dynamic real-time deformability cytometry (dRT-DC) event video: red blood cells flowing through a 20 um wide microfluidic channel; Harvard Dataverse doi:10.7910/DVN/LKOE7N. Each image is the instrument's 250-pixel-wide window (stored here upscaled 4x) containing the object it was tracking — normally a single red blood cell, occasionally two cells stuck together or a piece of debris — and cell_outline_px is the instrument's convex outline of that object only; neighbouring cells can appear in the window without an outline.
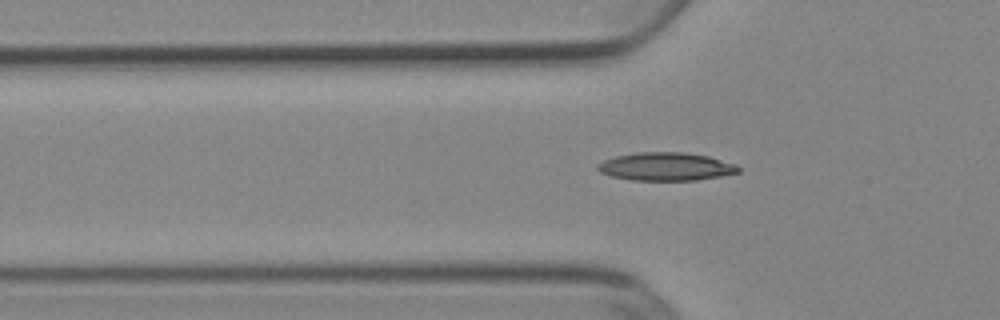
{"species": "Egyptian fruit bat (a non-hibernating species)", "species_latin": "Rousettus aegyptiacus", "temperature_condition": "cold", "stored_images_in_passage": 35, "camera_frame_rate_fps": 3000, "um_per_image_px": 0.085, "animal": {"sex": "female"}, "frame": {"image": 1, "passage_image": 5, "time_ms": 1.333, "image_size_px": [1000, 320], "cell_outline_px": [[740, 172], [720, 176], [696, 180], [632, 180], [612, 176], [600, 172], [596, 168], [596, 164], [604, 160], [616, 156], [636, 152], [684, 152], [708, 156], [736, 164], [740, 168]], "centroid_in_image_um": [56.59, 14.15], "position_along_channel_um": 69.2, "area_um2": 23.06}}
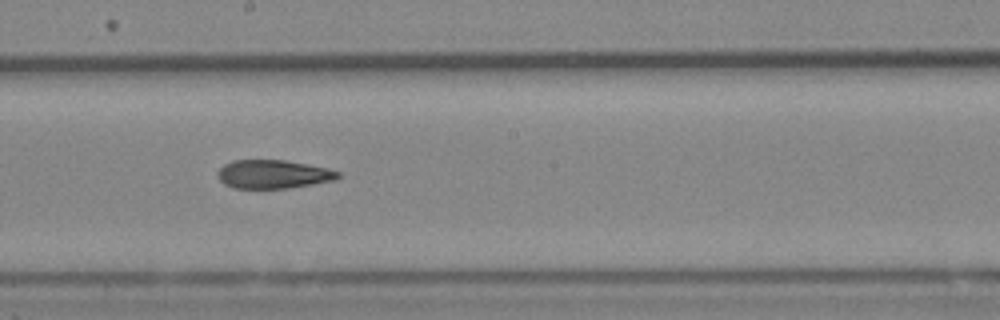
{"frame": {"image": 2, "passage_image": 17, "time_ms": 5.333, "image_size_px": [1000, 320], "cell_outline_px": [[340, 176], [336, 180], [288, 188], [232, 188], [224, 184], [216, 176], [216, 172], [224, 164], [232, 160], [284, 160], [328, 168], [340, 172]], "centroid_in_image_um": [23.19, 14.81], "position_along_channel_um": 225.0, "area_um2": 20.11}}
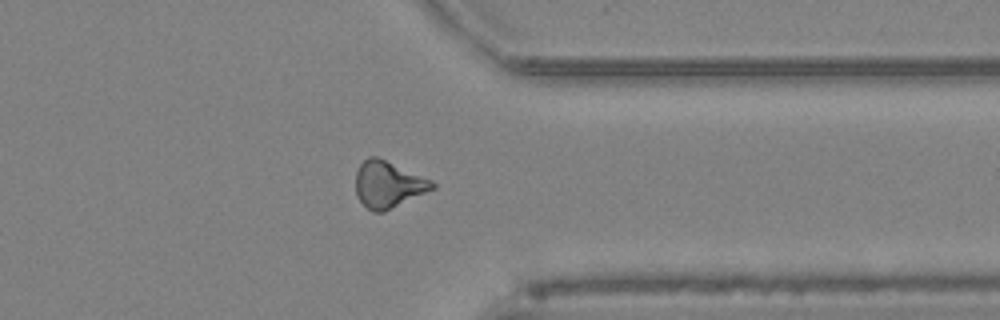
{"frame": {"image": 3, "passage_image": 29, "time_ms": 9.333, "image_size_px": [1000, 320], "cell_outline_px": [[436, 188], [384, 212], [372, 212], [356, 196], [356, 172], [360, 164], [368, 156], [376, 156], [432, 180], [436, 184]], "centroid_in_image_um": [33.0, 15.68], "position_along_channel_um": 378.4, "area_um2": 20.75}}